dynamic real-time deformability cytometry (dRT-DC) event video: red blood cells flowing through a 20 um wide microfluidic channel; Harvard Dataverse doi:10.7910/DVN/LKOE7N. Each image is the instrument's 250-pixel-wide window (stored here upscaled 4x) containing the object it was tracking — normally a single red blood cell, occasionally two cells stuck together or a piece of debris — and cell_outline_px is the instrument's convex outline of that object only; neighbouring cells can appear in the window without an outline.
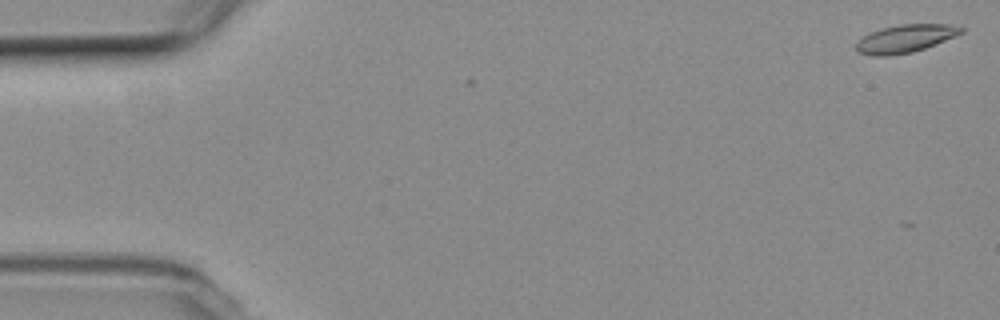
{"species": "common noctule bat (a hibernating species)", "species_latin": "Nyctalus noctula", "temperature_condition": "room temperature", "stored_images_in_passage": 3, "camera_frame_rate_fps": 3000, "um_per_image_px": 0.085, "animal": {"sex": "female", "body_mass_g": 19.3, "forearm_length_mm": 54.1}, "frame": {"image": 1, "passage_image": 1, "time_ms": 0.0, "image_size_px": [1000, 320], "cell_outline_px": [[964, 32], [956, 36], [924, 48], [912, 52], [888, 56], [872, 56], [860, 52], [856, 48], [856, 44], [864, 36], [880, 28], [900, 24], [948, 24], [964, 28]], "centroid_in_image_um": [76.97, 3.27], "position_along_channel_um": 8.0, "area_um2": 16.88}}